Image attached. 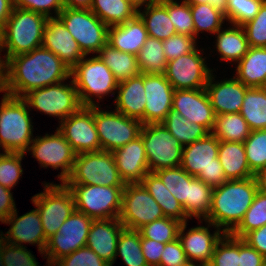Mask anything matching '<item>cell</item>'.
Returning <instances> with one entry per match:
<instances>
[{
  "label": "cell",
  "mask_w": 266,
  "mask_h": 266,
  "mask_svg": "<svg viewBox=\"0 0 266 266\" xmlns=\"http://www.w3.org/2000/svg\"><path fill=\"white\" fill-rule=\"evenodd\" d=\"M141 248L148 266H159L160 257L164 251L165 244L141 237Z\"/></svg>",
  "instance_id": "obj_58"
},
{
  "label": "cell",
  "mask_w": 266,
  "mask_h": 266,
  "mask_svg": "<svg viewBox=\"0 0 266 266\" xmlns=\"http://www.w3.org/2000/svg\"><path fill=\"white\" fill-rule=\"evenodd\" d=\"M216 36V49L223 61L239 62L249 49L245 32L240 25L220 29Z\"/></svg>",
  "instance_id": "obj_32"
},
{
  "label": "cell",
  "mask_w": 266,
  "mask_h": 266,
  "mask_svg": "<svg viewBox=\"0 0 266 266\" xmlns=\"http://www.w3.org/2000/svg\"><path fill=\"white\" fill-rule=\"evenodd\" d=\"M71 69L53 52L38 47L8 59L5 94L23 97L29 91L70 78Z\"/></svg>",
  "instance_id": "obj_1"
},
{
  "label": "cell",
  "mask_w": 266,
  "mask_h": 266,
  "mask_svg": "<svg viewBox=\"0 0 266 266\" xmlns=\"http://www.w3.org/2000/svg\"><path fill=\"white\" fill-rule=\"evenodd\" d=\"M141 183L159 204L165 217L178 220L181 223L188 221L182 205L154 172H148Z\"/></svg>",
  "instance_id": "obj_31"
},
{
  "label": "cell",
  "mask_w": 266,
  "mask_h": 266,
  "mask_svg": "<svg viewBox=\"0 0 266 266\" xmlns=\"http://www.w3.org/2000/svg\"><path fill=\"white\" fill-rule=\"evenodd\" d=\"M148 37L145 24L137 14L125 23L109 26L107 44L121 52L137 56Z\"/></svg>",
  "instance_id": "obj_27"
},
{
  "label": "cell",
  "mask_w": 266,
  "mask_h": 266,
  "mask_svg": "<svg viewBox=\"0 0 266 266\" xmlns=\"http://www.w3.org/2000/svg\"><path fill=\"white\" fill-rule=\"evenodd\" d=\"M174 88L164 74H144V124L161 123L172 109Z\"/></svg>",
  "instance_id": "obj_19"
},
{
  "label": "cell",
  "mask_w": 266,
  "mask_h": 266,
  "mask_svg": "<svg viewBox=\"0 0 266 266\" xmlns=\"http://www.w3.org/2000/svg\"><path fill=\"white\" fill-rule=\"evenodd\" d=\"M205 60L195 48L191 53L168 61L164 75L175 90L205 88L212 73Z\"/></svg>",
  "instance_id": "obj_17"
},
{
  "label": "cell",
  "mask_w": 266,
  "mask_h": 266,
  "mask_svg": "<svg viewBox=\"0 0 266 266\" xmlns=\"http://www.w3.org/2000/svg\"><path fill=\"white\" fill-rule=\"evenodd\" d=\"M172 109L211 133L216 115L205 88L174 90Z\"/></svg>",
  "instance_id": "obj_20"
},
{
  "label": "cell",
  "mask_w": 266,
  "mask_h": 266,
  "mask_svg": "<svg viewBox=\"0 0 266 266\" xmlns=\"http://www.w3.org/2000/svg\"><path fill=\"white\" fill-rule=\"evenodd\" d=\"M190 10L194 23V37L196 38L199 32L207 31L208 33L216 34L226 20L223 13L216 10L208 3L190 5Z\"/></svg>",
  "instance_id": "obj_42"
},
{
  "label": "cell",
  "mask_w": 266,
  "mask_h": 266,
  "mask_svg": "<svg viewBox=\"0 0 266 266\" xmlns=\"http://www.w3.org/2000/svg\"><path fill=\"white\" fill-rule=\"evenodd\" d=\"M124 228L119 218L93 220L86 246L112 266L117 258L118 238Z\"/></svg>",
  "instance_id": "obj_25"
},
{
  "label": "cell",
  "mask_w": 266,
  "mask_h": 266,
  "mask_svg": "<svg viewBox=\"0 0 266 266\" xmlns=\"http://www.w3.org/2000/svg\"><path fill=\"white\" fill-rule=\"evenodd\" d=\"M183 1L187 2L189 5L208 3L212 6V0H183Z\"/></svg>",
  "instance_id": "obj_67"
},
{
  "label": "cell",
  "mask_w": 266,
  "mask_h": 266,
  "mask_svg": "<svg viewBox=\"0 0 266 266\" xmlns=\"http://www.w3.org/2000/svg\"><path fill=\"white\" fill-rule=\"evenodd\" d=\"M13 6L31 10L47 18L58 17L59 13L64 9L62 0H13ZM53 9L56 16H52V13H50V10Z\"/></svg>",
  "instance_id": "obj_55"
},
{
  "label": "cell",
  "mask_w": 266,
  "mask_h": 266,
  "mask_svg": "<svg viewBox=\"0 0 266 266\" xmlns=\"http://www.w3.org/2000/svg\"><path fill=\"white\" fill-rule=\"evenodd\" d=\"M199 266H213L211 262H199Z\"/></svg>",
  "instance_id": "obj_69"
},
{
  "label": "cell",
  "mask_w": 266,
  "mask_h": 266,
  "mask_svg": "<svg viewBox=\"0 0 266 266\" xmlns=\"http://www.w3.org/2000/svg\"><path fill=\"white\" fill-rule=\"evenodd\" d=\"M44 191L31 198L38 209L45 237L57 233L64 221L75 210L72 191L64 184L45 183Z\"/></svg>",
  "instance_id": "obj_9"
},
{
  "label": "cell",
  "mask_w": 266,
  "mask_h": 266,
  "mask_svg": "<svg viewBox=\"0 0 266 266\" xmlns=\"http://www.w3.org/2000/svg\"><path fill=\"white\" fill-rule=\"evenodd\" d=\"M114 110L127 117L140 120L144 125L146 95L144 91V73L118 83Z\"/></svg>",
  "instance_id": "obj_28"
},
{
  "label": "cell",
  "mask_w": 266,
  "mask_h": 266,
  "mask_svg": "<svg viewBox=\"0 0 266 266\" xmlns=\"http://www.w3.org/2000/svg\"><path fill=\"white\" fill-rule=\"evenodd\" d=\"M30 108L22 97L4 94L0 103V147L4 152L25 153L33 138Z\"/></svg>",
  "instance_id": "obj_4"
},
{
  "label": "cell",
  "mask_w": 266,
  "mask_h": 266,
  "mask_svg": "<svg viewBox=\"0 0 266 266\" xmlns=\"http://www.w3.org/2000/svg\"><path fill=\"white\" fill-rule=\"evenodd\" d=\"M16 210V204L9 188L0 185V221L3 223Z\"/></svg>",
  "instance_id": "obj_60"
},
{
  "label": "cell",
  "mask_w": 266,
  "mask_h": 266,
  "mask_svg": "<svg viewBox=\"0 0 266 266\" xmlns=\"http://www.w3.org/2000/svg\"><path fill=\"white\" fill-rule=\"evenodd\" d=\"M181 224L178 220L164 217L142 226L138 231L141 237L166 244L178 238Z\"/></svg>",
  "instance_id": "obj_46"
},
{
  "label": "cell",
  "mask_w": 266,
  "mask_h": 266,
  "mask_svg": "<svg viewBox=\"0 0 266 266\" xmlns=\"http://www.w3.org/2000/svg\"><path fill=\"white\" fill-rule=\"evenodd\" d=\"M13 0H0V24L3 26L13 9Z\"/></svg>",
  "instance_id": "obj_62"
},
{
  "label": "cell",
  "mask_w": 266,
  "mask_h": 266,
  "mask_svg": "<svg viewBox=\"0 0 266 266\" xmlns=\"http://www.w3.org/2000/svg\"><path fill=\"white\" fill-rule=\"evenodd\" d=\"M258 182V190L266 195V168L255 175Z\"/></svg>",
  "instance_id": "obj_64"
},
{
  "label": "cell",
  "mask_w": 266,
  "mask_h": 266,
  "mask_svg": "<svg viewBox=\"0 0 266 266\" xmlns=\"http://www.w3.org/2000/svg\"><path fill=\"white\" fill-rule=\"evenodd\" d=\"M47 19L31 10L13 7L2 30L1 46L7 49V59L41 47Z\"/></svg>",
  "instance_id": "obj_3"
},
{
  "label": "cell",
  "mask_w": 266,
  "mask_h": 266,
  "mask_svg": "<svg viewBox=\"0 0 266 266\" xmlns=\"http://www.w3.org/2000/svg\"><path fill=\"white\" fill-rule=\"evenodd\" d=\"M2 30H3V26L0 24V45L2 42Z\"/></svg>",
  "instance_id": "obj_70"
},
{
  "label": "cell",
  "mask_w": 266,
  "mask_h": 266,
  "mask_svg": "<svg viewBox=\"0 0 266 266\" xmlns=\"http://www.w3.org/2000/svg\"><path fill=\"white\" fill-rule=\"evenodd\" d=\"M166 9L171 22L174 24L176 33L194 37V23L190 5L182 1L158 0Z\"/></svg>",
  "instance_id": "obj_47"
},
{
  "label": "cell",
  "mask_w": 266,
  "mask_h": 266,
  "mask_svg": "<svg viewBox=\"0 0 266 266\" xmlns=\"http://www.w3.org/2000/svg\"><path fill=\"white\" fill-rule=\"evenodd\" d=\"M59 123L57 129L76 154L101 151L94 122V106L82 107Z\"/></svg>",
  "instance_id": "obj_18"
},
{
  "label": "cell",
  "mask_w": 266,
  "mask_h": 266,
  "mask_svg": "<svg viewBox=\"0 0 266 266\" xmlns=\"http://www.w3.org/2000/svg\"><path fill=\"white\" fill-rule=\"evenodd\" d=\"M187 261L185 251L179 238L165 244L159 266H181Z\"/></svg>",
  "instance_id": "obj_56"
},
{
  "label": "cell",
  "mask_w": 266,
  "mask_h": 266,
  "mask_svg": "<svg viewBox=\"0 0 266 266\" xmlns=\"http://www.w3.org/2000/svg\"><path fill=\"white\" fill-rule=\"evenodd\" d=\"M84 56L70 72L75 88L78 91L79 99L83 107L99 106L92 99V96L102 99L118 88V81L112 71L105 65L101 58Z\"/></svg>",
  "instance_id": "obj_5"
},
{
  "label": "cell",
  "mask_w": 266,
  "mask_h": 266,
  "mask_svg": "<svg viewBox=\"0 0 266 266\" xmlns=\"http://www.w3.org/2000/svg\"><path fill=\"white\" fill-rule=\"evenodd\" d=\"M164 217L161 207L141 182L126 183L119 215V220L125 228L138 230Z\"/></svg>",
  "instance_id": "obj_14"
},
{
  "label": "cell",
  "mask_w": 266,
  "mask_h": 266,
  "mask_svg": "<svg viewBox=\"0 0 266 266\" xmlns=\"http://www.w3.org/2000/svg\"><path fill=\"white\" fill-rule=\"evenodd\" d=\"M121 256L126 266H148L142 253L138 230L124 228L119 235L116 256Z\"/></svg>",
  "instance_id": "obj_41"
},
{
  "label": "cell",
  "mask_w": 266,
  "mask_h": 266,
  "mask_svg": "<svg viewBox=\"0 0 266 266\" xmlns=\"http://www.w3.org/2000/svg\"><path fill=\"white\" fill-rule=\"evenodd\" d=\"M249 47H266V0L255 18L242 25Z\"/></svg>",
  "instance_id": "obj_52"
},
{
  "label": "cell",
  "mask_w": 266,
  "mask_h": 266,
  "mask_svg": "<svg viewBox=\"0 0 266 266\" xmlns=\"http://www.w3.org/2000/svg\"><path fill=\"white\" fill-rule=\"evenodd\" d=\"M75 200V210L93 220L119 218L125 186L65 184Z\"/></svg>",
  "instance_id": "obj_7"
},
{
  "label": "cell",
  "mask_w": 266,
  "mask_h": 266,
  "mask_svg": "<svg viewBox=\"0 0 266 266\" xmlns=\"http://www.w3.org/2000/svg\"><path fill=\"white\" fill-rule=\"evenodd\" d=\"M64 81L29 91L22 98L29 108H36L49 116L59 117L60 122L83 106L73 80L70 84Z\"/></svg>",
  "instance_id": "obj_12"
},
{
  "label": "cell",
  "mask_w": 266,
  "mask_h": 266,
  "mask_svg": "<svg viewBox=\"0 0 266 266\" xmlns=\"http://www.w3.org/2000/svg\"><path fill=\"white\" fill-rule=\"evenodd\" d=\"M212 7L223 13L227 21V0H212Z\"/></svg>",
  "instance_id": "obj_65"
},
{
  "label": "cell",
  "mask_w": 266,
  "mask_h": 266,
  "mask_svg": "<svg viewBox=\"0 0 266 266\" xmlns=\"http://www.w3.org/2000/svg\"><path fill=\"white\" fill-rule=\"evenodd\" d=\"M242 239L266 258V225L250 231Z\"/></svg>",
  "instance_id": "obj_59"
},
{
  "label": "cell",
  "mask_w": 266,
  "mask_h": 266,
  "mask_svg": "<svg viewBox=\"0 0 266 266\" xmlns=\"http://www.w3.org/2000/svg\"><path fill=\"white\" fill-rule=\"evenodd\" d=\"M114 111H102L94 106V122L103 151L113 152L123 147L140 136L143 126L140 120Z\"/></svg>",
  "instance_id": "obj_13"
},
{
  "label": "cell",
  "mask_w": 266,
  "mask_h": 266,
  "mask_svg": "<svg viewBox=\"0 0 266 266\" xmlns=\"http://www.w3.org/2000/svg\"><path fill=\"white\" fill-rule=\"evenodd\" d=\"M213 187L206 185L197 177L189 175V185L186 198V216L205 220L211 209Z\"/></svg>",
  "instance_id": "obj_35"
},
{
  "label": "cell",
  "mask_w": 266,
  "mask_h": 266,
  "mask_svg": "<svg viewBox=\"0 0 266 266\" xmlns=\"http://www.w3.org/2000/svg\"><path fill=\"white\" fill-rule=\"evenodd\" d=\"M98 53V56L112 71L118 82L136 77L141 73L137 56L133 54L121 52L109 44L103 46Z\"/></svg>",
  "instance_id": "obj_33"
},
{
  "label": "cell",
  "mask_w": 266,
  "mask_h": 266,
  "mask_svg": "<svg viewBox=\"0 0 266 266\" xmlns=\"http://www.w3.org/2000/svg\"><path fill=\"white\" fill-rule=\"evenodd\" d=\"M138 15L143 20L150 37L164 41L176 34L167 9L158 0L147 5L144 11L138 10Z\"/></svg>",
  "instance_id": "obj_34"
},
{
  "label": "cell",
  "mask_w": 266,
  "mask_h": 266,
  "mask_svg": "<svg viewBox=\"0 0 266 266\" xmlns=\"http://www.w3.org/2000/svg\"><path fill=\"white\" fill-rule=\"evenodd\" d=\"M239 113L251 131L266 129V91L262 87H249Z\"/></svg>",
  "instance_id": "obj_36"
},
{
  "label": "cell",
  "mask_w": 266,
  "mask_h": 266,
  "mask_svg": "<svg viewBox=\"0 0 266 266\" xmlns=\"http://www.w3.org/2000/svg\"><path fill=\"white\" fill-rule=\"evenodd\" d=\"M243 144L248 166L257 175L266 168V129L252 130Z\"/></svg>",
  "instance_id": "obj_45"
},
{
  "label": "cell",
  "mask_w": 266,
  "mask_h": 266,
  "mask_svg": "<svg viewBox=\"0 0 266 266\" xmlns=\"http://www.w3.org/2000/svg\"><path fill=\"white\" fill-rule=\"evenodd\" d=\"M41 46L57 55L70 69L85 56L58 17L47 19Z\"/></svg>",
  "instance_id": "obj_23"
},
{
  "label": "cell",
  "mask_w": 266,
  "mask_h": 266,
  "mask_svg": "<svg viewBox=\"0 0 266 266\" xmlns=\"http://www.w3.org/2000/svg\"><path fill=\"white\" fill-rule=\"evenodd\" d=\"M210 262L213 266H238L239 238L225 233L217 242Z\"/></svg>",
  "instance_id": "obj_48"
},
{
  "label": "cell",
  "mask_w": 266,
  "mask_h": 266,
  "mask_svg": "<svg viewBox=\"0 0 266 266\" xmlns=\"http://www.w3.org/2000/svg\"><path fill=\"white\" fill-rule=\"evenodd\" d=\"M112 153L119 174L125 183L141 182L149 172L148 159L141 136Z\"/></svg>",
  "instance_id": "obj_26"
},
{
  "label": "cell",
  "mask_w": 266,
  "mask_h": 266,
  "mask_svg": "<svg viewBox=\"0 0 266 266\" xmlns=\"http://www.w3.org/2000/svg\"><path fill=\"white\" fill-rule=\"evenodd\" d=\"M211 73L205 90L215 115L239 113L243 104L246 90L249 88L235 76L229 80L215 82ZM215 82V83H214Z\"/></svg>",
  "instance_id": "obj_24"
},
{
  "label": "cell",
  "mask_w": 266,
  "mask_h": 266,
  "mask_svg": "<svg viewBox=\"0 0 266 266\" xmlns=\"http://www.w3.org/2000/svg\"><path fill=\"white\" fill-rule=\"evenodd\" d=\"M219 140L209 133L182 150L181 167L213 188L227 181L218 158Z\"/></svg>",
  "instance_id": "obj_6"
},
{
  "label": "cell",
  "mask_w": 266,
  "mask_h": 266,
  "mask_svg": "<svg viewBox=\"0 0 266 266\" xmlns=\"http://www.w3.org/2000/svg\"><path fill=\"white\" fill-rule=\"evenodd\" d=\"M262 88L266 91V82H265V84L263 85Z\"/></svg>",
  "instance_id": "obj_71"
},
{
  "label": "cell",
  "mask_w": 266,
  "mask_h": 266,
  "mask_svg": "<svg viewBox=\"0 0 266 266\" xmlns=\"http://www.w3.org/2000/svg\"><path fill=\"white\" fill-rule=\"evenodd\" d=\"M264 225H266V195L258 190L242 221L230 234L236 238H243L250 231Z\"/></svg>",
  "instance_id": "obj_43"
},
{
  "label": "cell",
  "mask_w": 266,
  "mask_h": 266,
  "mask_svg": "<svg viewBox=\"0 0 266 266\" xmlns=\"http://www.w3.org/2000/svg\"><path fill=\"white\" fill-rule=\"evenodd\" d=\"M3 223L11 225L5 236L0 233L3 240L18 246H23L22 243L37 244L38 252L44 255L48 239L37 208L19 217L16 209Z\"/></svg>",
  "instance_id": "obj_21"
},
{
  "label": "cell",
  "mask_w": 266,
  "mask_h": 266,
  "mask_svg": "<svg viewBox=\"0 0 266 266\" xmlns=\"http://www.w3.org/2000/svg\"><path fill=\"white\" fill-rule=\"evenodd\" d=\"M218 158L227 180H240L254 177L247 160L242 142L219 141Z\"/></svg>",
  "instance_id": "obj_29"
},
{
  "label": "cell",
  "mask_w": 266,
  "mask_h": 266,
  "mask_svg": "<svg viewBox=\"0 0 266 266\" xmlns=\"http://www.w3.org/2000/svg\"><path fill=\"white\" fill-rule=\"evenodd\" d=\"M140 136L148 159L149 172L181 165L183 146L162 123L144 124Z\"/></svg>",
  "instance_id": "obj_11"
},
{
  "label": "cell",
  "mask_w": 266,
  "mask_h": 266,
  "mask_svg": "<svg viewBox=\"0 0 266 266\" xmlns=\"http://www.w3.org/2000/svg\"><path fill=\"white\" fill-rule=\"evenodd\" d=\"M52 266H111L87 246L57 260Z\"/></svg>",
  "instance_id": "obj_53"
},
{
  "label": "cell",
  "mask_w": 266,
  "mask_h": 266,
  "mask_svg": "<svg viewBox=\"0 0 266 266\" xmlns=\"http://www.w3.org/2000/svg\"><path fill=\"white\" fill-rule=\"evenodd\" d=\"M25 153L3 152L0 155V185L10 190L16 186L23 174L21 165Z\"/></svg>",
  "instance_id": "obj_50"
},
{
  "label": "cell",
  "mask_w": 266,
  "mask_h": 266,
  "mask_svg": "<svg viewBox=\"0 0 266 266\" xmlns=\"http://www.w3.org/2000/svg\"><path fill=\"white\" fill-rule=\"evenodd\" d=\"M164 183L166 188L182 205L186 214V198L189 185V174L181 167H171L154 172Z\"/></svg>",
  "instance_id": "obj_44"
},
{
  "label": "cell",
  "mask_w": 266,
  "mask_h": 266,
  "mask_svg": "<svg viewBox=\"0 0 266 266\" xmlns=\"http://www.w3.org/2000/svg\"><path fill=\"white\" fill-rule=\"evenodd\" d=\"M58 18L78 43L85 56L98 53L107 44L109 27L90 9L64 7Z\"/></svg>",
  "instance_id": "obj_10"
},
{
  "label": "cell",
  "mask_w": 266,
  "mask_h": 266,
  "mask_svg": "<svg viewBox=\"0 0 266 266\" xmlns=\"http://www.w3.org/2000/svg\"><path fill=\"white\" fill-rule=\"evenodd\" d=\"M257 192L255 176L227 180L213 189L211 209L204 221L212 223L215 228H221L224 233H231L242 221Z\"/></svg>",
  "instance_id": "obj_2"
},
{
  "label": "cell",
  "mask_w": 266,
  "mask_h": 266,
  "mask_svg": "<svg viewBox=\"0 0 266 266\" xmlns=\"http://www.w3.org/2000/svg\"><path fill=\"white\" fill-rule=\"evenodd\" d=\"M128 1L132 6H134L137 10H140V8L144 5L145 7L149 4L154 3L157 0H126ZM145 3V4H144Z\"/></svg>",
  "instance_id": "obj_66"
},
{
  "label": "cell",
  "mask_w": 266,
  "mask_h": 266,
  "mask_svg": "<svg viewBox=\"0 0 266 266\" xmlns=\"http://www.w3.org/2000/svg\"><path fill=\"white\" fill-rule=\"evenodd\" d=\"M266 258L251 247L242 238H239V265L238 266H262Z\"/></svg>",
  "instance_id": "obj_57"
},
{
  "label": "cell",
  "mask_w": 266,
  "mask_h": 266,
  "mask_svg": "<svg viewBox=\"0 0 266 266\" xmlns=\"http://www.w3.org/2000/svg\"><path fill=\"white\" fill-rule=\"evenodd\" d=\"M138 66L144 74H164L167 60L163 51V41L148 37L137 54Z\"/></svg>",
  "instance_id": "obj_40"
},
{
  "label": "cell",
  "mask_w": 266,
  "mask_h": 266,
  "mask_svg": "<svg viewBox=\"0 0 266 266\" xmlns=\"http://www.w3.org/2000/svg\"><path fill=\"white\" fill-rule=\"evenodd\" d=\"M55 131L53 135L36 136L28 151H32L33 157L39 161L41 168L51 167L56 170L60 168L61 173L58 174V178L65 183L72 172L76 153L59 130Z\"/></svg>",
  "instance_id": "obj_16"
},
{
  "label": "cell",
  "mask_w": 266,
  "mask_h": 266,
  "mask_svg": "<svg viewBox=\"0 0 266 266\" xmlns=\"http://www.w3.org/2000/svg\"><path fill=\"white\" fill-rule=\"evenodd\" d=\"M195 37L174 34L163 41V51L167 61L177 59L179 56L191 53L196 48Z\"/></svg>",
  "instance_id": "obj_54"
},
{
  "label": "cell",
  "mask_w": 266,
  "mask_h": 266,
  "mask_svg": "<svg viewBox=\"0 0 266 266\" xmlns=\"http://www.w3.org/2000/svg\"><path fill=\"white\" fill-rule=\"evenodd\" d=\"M251 130L240 113L215 116V124L211 133L219 141H235L244 143Z\"/></svg>",
  "instance_id": "obj_39"
},
{
  "label": "cell",
  "mask_w": 266,
  "mask_h": 266,
  "mask_svg": "<svg viewBox=\"0 0 266 266\" xmlns=\"http://www.w3.org/2000/svg\"><path fill=\"white\" fill-rule=\"evenodd\" d=\"M207 223V227L197 226L189 229L186 233L184 232L188 225L187 222L180 225L178 238L181 241L187 260L200 263L210 262L217 242L225 233L216 227L214 233L211 234L208 228L215 226L210 222Z\"/></svg>",
  "instance_id": "obj_22"
},
{
  "label": "cell",
  "mask_w": 266,
  "mask_h": 266,
  "mask_svg": "<svg viewBox=\"0 0 266 266\" xmlns=\"http://www.w3.org/2000/svg\"><path fill=\"white\" fill-rule=\"evenodd\" d=\"M93 0H62L65 8L90 9Z\"/></svg>",
  "instance_id": "obj_63"
},
{
  "label": "cell",
  "mask_w": 266,
  "mask_h": 266,
  "mask_svg": "<svg viewBox=\"0 0 266 266\" xmlns=\"http://www.w3.org/2000/svg\"><path fill=\"white\" fill-rule=\"evenodd\" d=\"M92 221L93 219L86 214L77 210L73 211L57 233L48 239L44 251L48 266H52L60 258L86 246Z\"/></svg>",
  "instance_id": "obj_15"
},
{
  "label": "cell",
  "mask_w": 266,
  "mask_h": 266,
  "mask_svg": "<svg viewBox=\"0 0 266 266\" xmlns=\"http://www.w3.org/2000/svg\"><path fill=\"white\" fill-rule=\"evenodd\" d=\"M235 77L247 87H263L266 82V47H249L237 63Z\"/></svg>",
  "instance_id": "obj_30"
},
{
  "label": "cell",
  "mask_w": 266,
  "mask_h": 266,
  "mask_svg": "<svg viewBox=\"0 0 266 266\" xmlns=\"http://www.w3.org/2000/svg\"><path fill=\"white\" fill-rule=\"evenodd\" d=\"M2 50L4 49L0 45V55ZM7 82H8V59L6 55H4V59L3 57L1 58L0 56V93L6 90Z\"/></svg>",
  "instance_id": "obj_61"
},
{
  "label": "cell",
  "mask_w": 266,
  "mask_h": 266,
  "mask_svg": "<svg viewBox=\"0 0 266 266\" xmlns=\"http://www.w3.org/2000/svg\"><path fill=\"white\" fill-rule=\"evenodd\" d=\"M161 123L183 147L206 137L210 133L204 126L192 123L173 109L168 112Z\"/></svg>",
  "instance_id": "obj_38"
},
{
  "label": "cell",
  "mask_w": 266,
  "mask_h": 266,
  "mask_svg": "<svg viewBox=\"0 0 266 266\" xmlns=\"http://www.w3.org/2000/svg\"><path fill=\"white\" fill-rule=\"evenodd\" d=\"M197 263V264H196ZM195 261H190V260H187L183 265L181 266H199V262H196Z\"/></svg>",
  "instance_id": "obj_68"
},
{
  "label": "cell",
  "mask_w": 266,
  "mask_h": 266,
  "mask_svg": "<svg viewBox=\"0 0 266 266\" xmlns=\"http://www.w3.org/2000/svg\"><path fill=\"white\" fill-rule=\"evenodd\" d=\"M265 0H227V20L242 26L255 18Z\"/></svg>",
  "instance_id": "obj_51"
},
{
  "label": "cell",
  "mask_w": 266,
  "mask_h": 266,
  "mask_svg": "<svg viewBox=\"0 0 266 266\" xmlns=\"http://www.w3.org/2000/svg\"><path fill=\"white\" fill-rule=\"evenodd\" d=\"M25 246L11 244L0 237V266H40Z\"/></svg>",
  "instance_id": "obj_49"
},
{
  "label": "cell",
  "mask_w": 266,
  "mask_h": 266,
  "mask_svg": "<svg viewBox=\"0 0 266 266\" xmlns=\"http://www.w3.org/2000/svg\"><path fill=\"white\" fill-rule=\"evenodd\" d=\"M90 10L108 27L125 23L138 14L126 0H93Z\"/></svg>",
  "instance_id": "obj_37"
},
{
  "label": "cell",
  "mask_w": 266,
  "mask_h": 266,
  "mask_svg": "<svg viewBox=\"0 0 266 266\" xmlns=\"http://www.w3.org/2000/svg\"><path fill=\"white\" fill-rule=\"evenodd\" d=\"M64 184L125 186L112 152L97 151L76 154L74 166Z\"/></svg>",
  "instance_id": "obj_8"
}]
</instances>
